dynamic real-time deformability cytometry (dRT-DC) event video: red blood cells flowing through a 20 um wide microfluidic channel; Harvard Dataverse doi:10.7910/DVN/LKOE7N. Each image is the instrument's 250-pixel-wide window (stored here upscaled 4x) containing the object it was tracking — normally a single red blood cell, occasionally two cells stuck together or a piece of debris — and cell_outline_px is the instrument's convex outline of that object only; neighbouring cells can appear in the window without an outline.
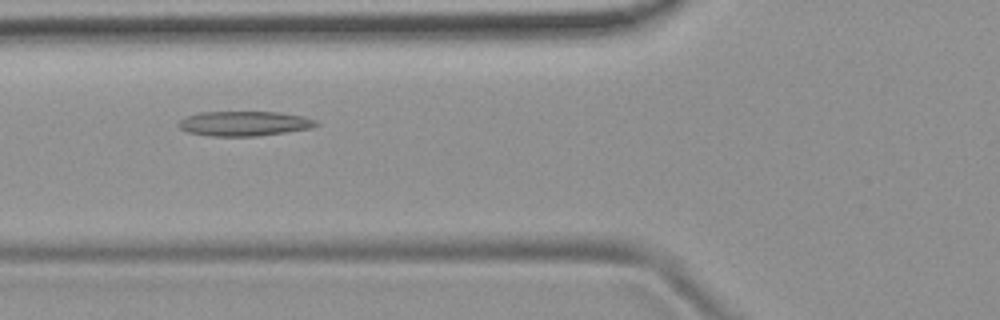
{"species": "common noctule bat (a hibernating species)", "species_latin": "Nyctalus noctula", "temperature_condition": "room temperature", "stored_images_in_passage": 4, "camera_frame_rate_fps": 3000, "um_per_image_px": 0.085, "animal": {"sex": "female", "body_mass_g": 19.9}, "frame": {"image": 1, "passage_image": 2, "time_ms": 0.333, "image_size_px": [1000, 320], "cell_outline_px": [[320, 124], [312, 128], [256, 136], [212, 136], [188, 132], [180, 128], [176, 124], [180, 120], [188, 116], [200, 112], [276, 112], [304, 116], [316, 120]], "centroid_in_image_um": [20.77, 10.5], "position_along_channel_um": 105.0, "area_um2": 19.77}}
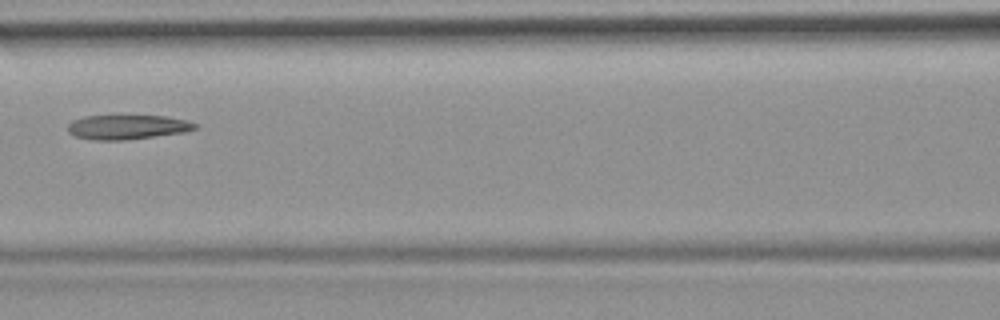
{"frame": {"image": 2, "passage_image": 3, "time_ms": 0.667, "image_size_px": [1000, 320], "cell_outline_px": [[200, 128], [184, 132], [124, 140], [96, 140], [76, 136], [68, 132], [68, 124], [72, 120], [84, 116], [168, 116], [188, 120], [200, 124]], "centroid_in_image_um": [10.89, 10.79], "position_along_channel_um": 155.7, "area_um2": 18.21}}